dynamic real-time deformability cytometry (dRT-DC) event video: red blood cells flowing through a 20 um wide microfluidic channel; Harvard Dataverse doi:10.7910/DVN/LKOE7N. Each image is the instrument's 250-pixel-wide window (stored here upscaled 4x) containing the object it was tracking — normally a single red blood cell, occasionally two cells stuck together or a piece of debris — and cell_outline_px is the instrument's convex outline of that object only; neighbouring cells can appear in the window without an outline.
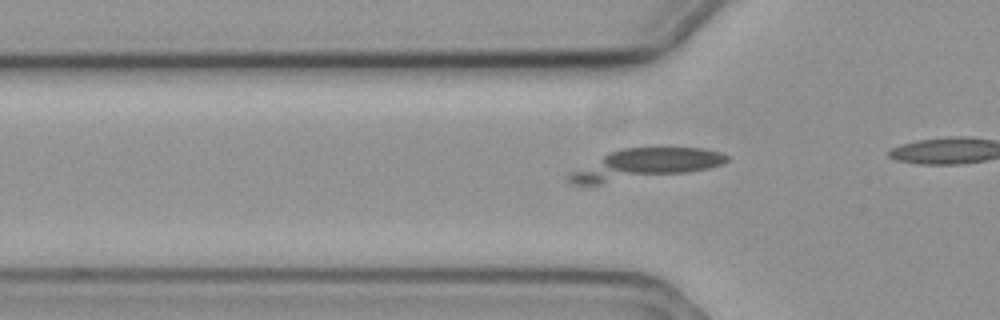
{"species": "common noctule bat (a hibernating species)", "species_latin": "Nyctalus noctula", "temperature_condition": "cold", "stored_images_in_passage": 29, "camera_frame_rate_fps": 3000, "um_per_image_px": 0.085, "animal": {"sex": "female", "body_mass_g": 19.3, "forearm_length_mm": 54.1}, "frame": {"image": 1, "passage_image": 23, "time_ms": 7.333, "image_size_px": [1000, 320], "cell_outline_px": [[728, 160], [720, 164], [708, 168], [688, 172], [600, 184], [572, 184], [568, 180], [568, 176], [572, 172], [608, 152], [620, 148], [700, 148], [720, 152], [728, 156]], "centroid_in_image_um": [54.8, 13.97], "position_along_channel_um": 71.0, "area_um2": 27.69}}
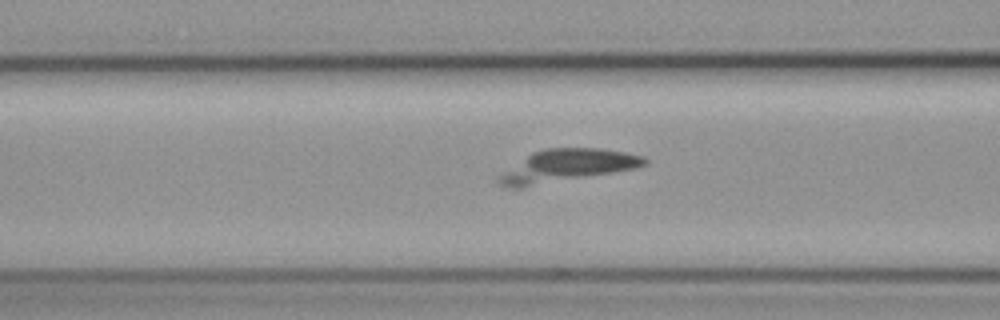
{"frame": {"image": 2, "passage_image": 27, "time_ms": 8.667, "image_size_px": [1000, 320], "cell_outline_px": [[648, 164], [636, 168], [520, 188], [504, 188], [496, 180], [496, 176], [532, 152], [544, 148], [600, 148], [624, 152], [644, 156], [648, 160]], "centroid_in_image_um": [48.14, 14.09], "position_along_channel_um": 118.5, "area_um2": 27.57}}